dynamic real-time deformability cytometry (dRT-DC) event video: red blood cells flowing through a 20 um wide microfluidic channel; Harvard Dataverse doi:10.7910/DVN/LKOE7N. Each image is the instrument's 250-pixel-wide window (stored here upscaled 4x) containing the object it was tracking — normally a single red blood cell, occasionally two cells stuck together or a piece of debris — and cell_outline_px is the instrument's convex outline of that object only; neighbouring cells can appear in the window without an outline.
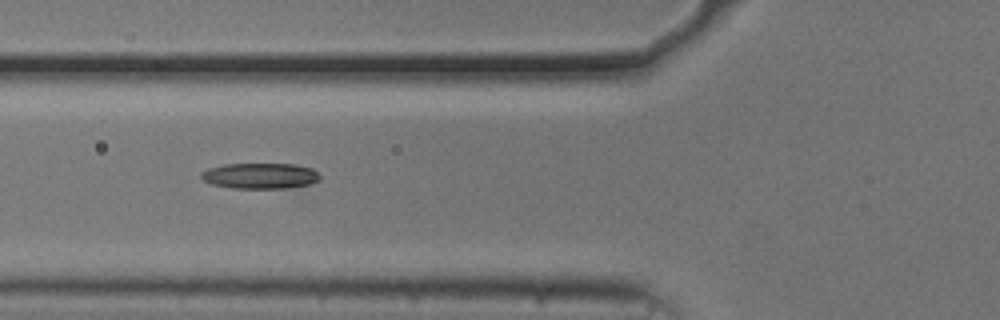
{"species": "common noctule bat (a hibernating species)", "species_latin": "Nyctalus noctula", "temperature_condition": "cold", "stored_images_in_passage": 51, "camera_frame_rate_fps": 3000, "um_per_image_px": 0.085, "animal": {"sex": "male", "body_mass_g": 20.5, "forearm_length_mm": 52.5}, "frame": {"image": 1, "passage_image": 46, "time_ms": 15.0, "image_size_px": [1000, 320], "cell_outline_px": [[320, 180], [312, 184], [292, 188], [232, 188], [212, 184], [204, 180], [200, 176], [200, 172], [208, 168], [224, 164], [296, 164], [312, 168], [320, 176]], "centroid_in_image_um": [22.14, 14.95], "position_along_channel_um": 103.7, "area_um2": 17.98}}